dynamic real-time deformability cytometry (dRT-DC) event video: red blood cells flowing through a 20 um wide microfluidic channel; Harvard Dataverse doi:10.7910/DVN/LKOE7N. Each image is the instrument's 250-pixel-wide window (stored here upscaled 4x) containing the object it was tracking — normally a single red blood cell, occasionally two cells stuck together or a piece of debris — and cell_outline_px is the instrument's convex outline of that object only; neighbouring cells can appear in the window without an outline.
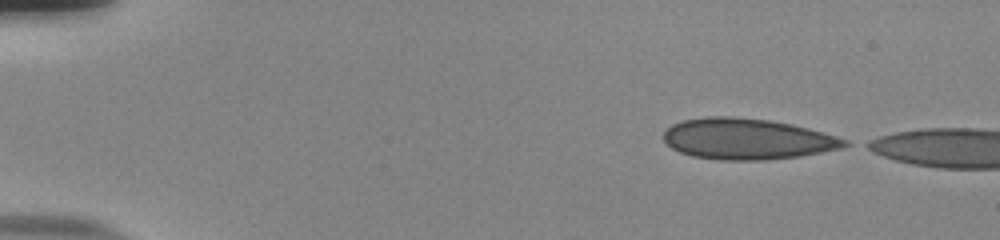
{"species": "human", "species_latin": "Homo sapiens", "temperature_condition": "room temperature", "stored_images_in_passage": 12, "camera_frame_rate_fps": 3000, "um_per_image_px": 0.085, "donor": {"sex": "male"}, "frame": {"image": 1, "passage_image": 1, "time_ms": 0.0, "image_size_px": [1000, 240], "cell_outline_px": [[848, 144], [840, 148], [820, 152], [796, 156], [764, 160], [720, 160], [692, 156], [680, 152], [672, 148], [664, 140], [664, 132], [672, 124], [684, 120], [708, 116], [732, 116], [768, 120], [788, 124], [820, 132], [848, 140]], "centroid_in_image_um": [63.43, 11.81], "position_along_channel_um": 21.6, "area_um2": 42.54}}
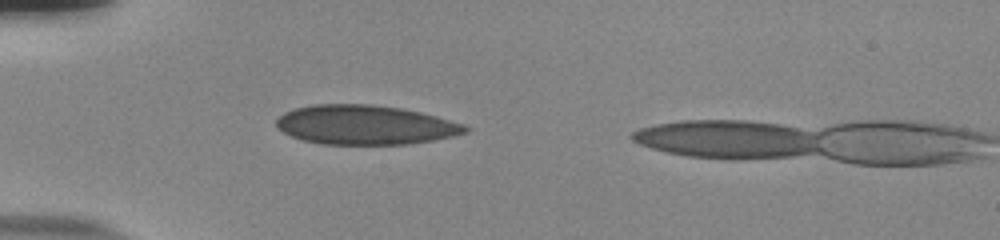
{"frame": {"image": 2, "passage_image": 11, "time_ms": 3.333, "image_size_px": [1000, 240], "cell_outline_px": [[468, 132], [452, 136], [432, 140], [408, 144], [324, 144], [304, 140], [292, 136], [284, 132], [276, 124], [276, 120], [284, 112], [296, 108], [316, 104], [372, 104], [400, 108], [420, 112], [464, 124], [468, 128]], "centroid_in_image_um": [31.04, 10.61], "position_along_channel_um": 54.0, "area_um2": 42.95}}